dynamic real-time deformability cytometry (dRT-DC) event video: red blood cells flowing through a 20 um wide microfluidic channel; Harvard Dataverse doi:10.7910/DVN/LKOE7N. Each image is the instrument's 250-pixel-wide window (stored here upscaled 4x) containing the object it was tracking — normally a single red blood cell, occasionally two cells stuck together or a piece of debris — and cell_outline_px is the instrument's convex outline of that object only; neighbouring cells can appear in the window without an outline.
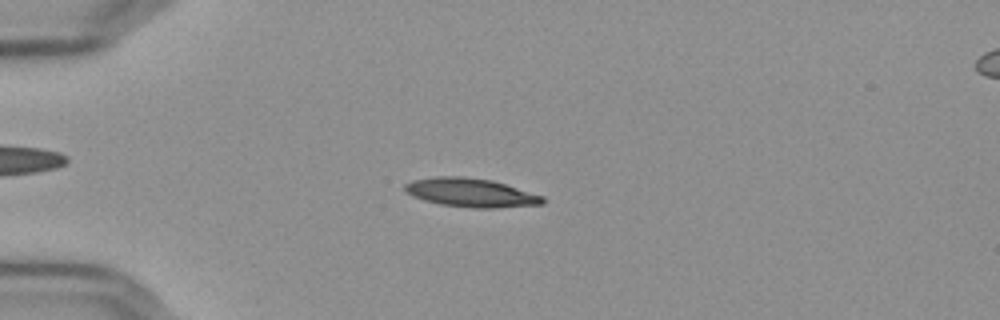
{"species": "Egyptian fruit bat (a non-hibernating species)", "species_latin": "Rousettus aegyptiacus", "temperature_condition": "cold", "stored_images_in_passage": 56, "camera_frame_rate_fps": 3000, "um_per_image_px": 0.085, "frame": {"image": 1, "passage_image": 15, "time_ms": 4.667, "image_size_px": [1000, 320], "cell_outline_px": [[544, 204], [496, 208], [472, 208], [440, 204], [424, 200], [412, 196], [404, 188], [404, 184], [412, 180], [436, 176], [464, 176], [492, 180], [544, 196]], "centroid_in_image_um": [40.02, 16.37], "position_along_channel_um": 45.0, "area_um2": 23.12}}
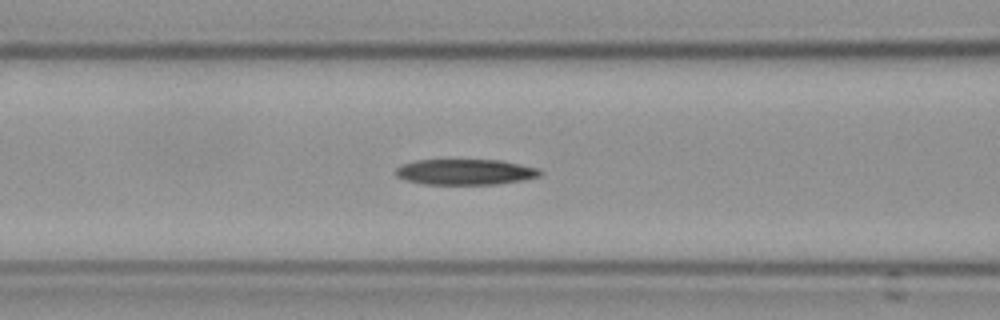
{"frame": {"image": 2, "passage_image": 24, "time_ms": 7.667, "image_size_px": [1000, 320], "cell_outline_px": [[544, 172], [540, 176], [524, 180], [496, 184], [424, 184], [408, 180], [396, 176], [396, 168], [404, 164], [416, 160], [500, 160], [540, 168]], "centroid_in_image_um": [39.62, 14.61], "position_along_channel_um": 127.0, "area_um2": 21.56}}
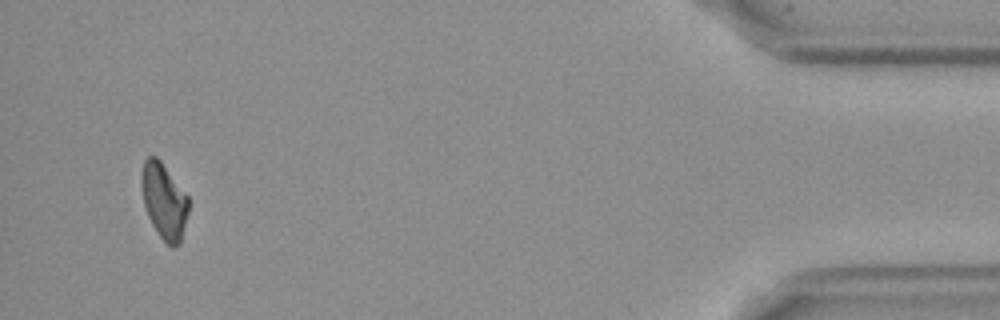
{"frame": {"image": 3, "passage_image": 54, "time_ms": 17.667, "image_size_px": [1000, 320], "cell_outline_px": [[188, 212], [180, 244], [172, 248], [160, 236], [152, 224], [148, 216], [144, 204], [140, 184], [140, 176], [144, 160], [148, 156], [156, 156], [160, 160], [188, 196]], "centroid_in_image_um": [13.93, 17.07], "position_along_channel_um": 421.3, "area_um2": 20.69}}